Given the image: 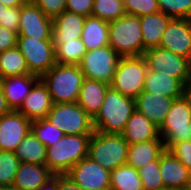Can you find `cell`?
Segmentation results:
<instances>
[{"instance_id":"20","label":"cell","mask_w":191,"mask_h":190,"mask_svg":"<svg viewBox=\"0 0 191 190\" xmlns=\"http://www.w3.org/2000/svg\"><path fill=\"white\" fill-rule=\"evenodd\" d=\"M86 17L65 10L53 19L52 42L54 48L65 41L81 38Z\"/></svg>"},{"instance_id":"7","label":"cell","mask_w":191,"mask_h":190,"mask_svg":"<svg viewBox=\"0 0 191 190\" xmlns=\"http://www.w3.org/2000/svg\"><path fill=\"white\" fill-rule=\"evenodd\" d=\"M46 119L65 135L93 134V118L77 103H53Z\"/></svg>"},{"instance_id":"18","label":"cell","mask_w":191,"mask_h":190,"mask_svg":"<svg viewBox=\"0 0 191 190\" xmlns=\"http://www.w3.org/2000/svg\"><path fill=\"white\" fill-rule=\"evenodd\" d=\"M174 99L142 91L135 98V108L145 115L155 126L160 128Z\"/></svg>"},{"instance_id":"48","label":"cell","mask_w":191,"mask_h":190,"mask_svg":"<svg viewBox=\"0 0 191 190\" xmlns=\"http://www.w3.org/2000/svg\"><path fill=\"white\" fill-rule=\"evenodd\" d=\"M0 190H20V189L15 187L14 185H10V186L0 187Z\"/></svg>"},{"instance_id":"5","label":"cell","mask_w":191,"mask_h":190,"mask_svg":"<svg viewBox=\"0 0 191 190\" xmlns=\"http://www.w3.org/2000/svg\"><path fill=\"white\" fill-rule=\"evenodd\" d=\"M128 146L121 134L94 131L89 142L88 156L103 168L112 171L126 164Z\"/></svg>"},{"instance_id":"3","label":"cell","mask_w":191,"mask_h":190,"mask_svg":"<svg viewBox=\"0 0 191 190\" xmlns=\"http://www.w3.org/2000/svg\"><path fill=\"white\" fill-rule=\"evenodd\" d=\"M40 79L46 85L53 103H75L84 80L79 65L56 63Z\"/></svg>"},{"instance_id":"23","label":"cell","mask_w":191,"mask_h":190,"mask_svg":"<svg viewBox=\"0 0 191 190\" xmlns=\"http://www.w3.org/2000/svg\"><path fill=\"white\" fill-rule=\"evenodd\" d=\"M165 150L162 139L130 144L126 164L139 170L148 163L157 160Z\"/></svg>"},{"instance_id":"13","label":"cell","mask_w":191,"mask_h":190,"mask_svg":"<svg viewBox=\"0 0 191 190\" xmlns=\"http://www.w3.org/2000/svg\"><path fill=\"white\" fill-rule=\"evenodd\" d=\"M110 174L111 171L87 156L75 164L66 175L82 189L110 190Z\"/></svg>"},{"instance_id":"16","label":"cell","mask_w":191,"mask_h":190,"mask_svg":"<svg viewBox=\"0 0 191 190\" xmlns=\"http://www.w3.org/2000/svg\"><path fill=\"white\" fill-rule=\"evenodd\" d=\"M159 170L165 189L189 190L191 172L168 150L159 157Z\"/></svg>"},{"instance_id":"27","label":"cell","mask_w":191,"mask_h":190,"mask_svg":"<svg viewBox=\"0 0 191 190\" xmlns=\"http://www.w3.org/2000/svg\"><path fill=\"white\" fill-rule=\"evenodd\" d=\"M109 22L98 17L88 16L84 21L81 40L85 44L87 51H91L103 46H108Z\"/></svg>"},{"instance_id":"19","label":"cell","mask_w":191,"mask_h":190,"mask_svg":"<svg viewBox=\"0 0 191 190\" xmlns=\"http://www.w3.org/2000/svg\"><path fill=\"white\" fill-rule=\"evenodd\" d=\"M53 101L46 85L39 79L18 111L31 121L46 118Z\"/></svg>"},{"instance_id":"8","label":"cell","mask_w":191,"mask_h":190,"mask_svg":"<svg viewBox=\"0 0 191 190\" xmlns=\"http://www.w3.org/2000/svg\"><path fill=\"white\" fill-rule=\"evenodd\" d=\"M159 134L165 149L172 143L191 140V109L184 95L174 99Z\"/></svg>"},{"instance_id":"50","label":"cell","mask_w":191,"mask_h":190,"mask_svg":"<svg viewBox=\"0 0 191 190\" xmlns=\"http://www.w3.org/2000/svg\"><path fill=\"white\" fill-rule=\"evenodd\" d=\"M188 66H189V71H190V74H191V53L188 57Z\"/></svg>"},{"instance_id":"30","label":"cell","mask_w":191,"mask_h":190,"mask_svg":"<svg viewBox=\"0 0 191 190\" xmlns=\"http://www.w3.org/2000/svg\"><path fill=\"white\" fill-rule=\"evenodd\" d=\"M29 73L25 58L17 47L0 53V79Z\"/></svg>"},{"instance_id":"49","label":"cell","mask_w":191,"mask_h":190,"mask_svg":"<svg viewBox=\"0 0 191 190\" xmlns=\"http://www.w3.org/2000/svg\"><path fill=\"white\" fill-rule=\"evenodd\" d=\"M4 5L0 2V23H3Z\"/></svg>"},{"instance_id":"25","label":"cell","mask_w":191,"mask_h":190,"mask_svg":"<svg viewBox=\"0 0 191 190\" xmlns=\"http://www.w3.org/2000/svg\"><path fill=\"white\" fill-rule=\"evenodd\" d=\"M139 19L144 52L148 49L159 47L162 35L172 17L159 11L154 14L144 15L139 17Z\"/></svg>"},{"instance_id":"11","label":"cell","mask_w":191,"mask_h":190,"mask_svg":"<svg viewBox=\"0 0 191 190\" xmlns=\"http://www.w3.org/2000/svg\"><path fill=\"white\" fill-rule=\"evenodd\" d=\"M148 70L177 78L184 86L191 81L188 59L168 49L156 47L144 52Z\"/></svg>"},{"instance_id":"39","label":"cell","mask_w":191,"mask_h":190,"mask_svg":"<svg viewBox=\"0 0 191 190\" xmlns=\"http://www.w3.org/2000/svg\"><path fill=\"white\" fill-rule=\"evenodd\" d=\"M43 13L55 19L66 10V0H31Z\"/></svg>"},{"instance_id":"47","label":"cell","mask_w":191,"mask_h":190,"mask_svg":"<svg viewBox=\"0 0 191 190\" xmlns=\"http://www.w3.org/2000/svg\"><path fill=\"white\" fill-rule=\"evenodd\" d=\"M184 97L187 99L191 109V81L184 87Z\"/></svg>"},{"instance_id":"44","label":"cell","mask_w":191,"mask_h":190,"mask_svg":"<svg viewBox=\"0 0 191 190\" xmlns=\"http://www.w3.org/2000/svg\"><path fill=\"white\" fill-rule=\"evenodd\" d=\"M57 187L58 175H53L37 190H57Z\"/></svg>"},{"instance_id":"17","label":"cell","mask_w":191,"mask_h":190,"mask_svg":"<svg viewBox=\"0 0 191 190\" xmlns=\"http://www.w3.org/2000/svg\"><path fill=\"white\" fill-rule=\"evenodd\" d=\"M39 79V76L31 73L0 79L2 91L11 110H18L20 108Z\"/></svg>"},{"instance_id":"38","label":"cell","mask_w":191,"mask_h":190,"mask_svg":"<svg viewBox=\"0 0 191 190\" xmlns=\"http://www.w3.org/2000/svg\"><path fill=\"white\" fill-rule=\"evenodd\" d=\"M166 150L191 172V140L172 143Z\"/></svg>"},{"instance_id":"12","label":"cell","mask_w":191,"mask_h":190,"mask_svg":"<svg viewBox=\"0 0 191 190\" xmlns=\"http://www.w3.org/2000/svg\"><path fill=\"white\" fill-rule=\"evenodd\" d=\"M53 19L47 17L31 0L20 7L18 36L52 40Z\"/></svg>"},{"instance_id":"10","label":"cell","mask_w":191,"mask_h":190,"mask_svg":"<svg viewBox=\"0 0 191 190\" xmlns=\"http://www.w3.org/2000/svg\"><path fill=\"white\" fill-rule=\"evenodd\" d=\"M120 56L109 45L87 51L79 67L84 78L111 84Z\"/></svg>"},{"instance_id":"26","label":"cell","mask_w":191,"mask_h":190,"mask_svg":"<svg viewBox=\"0 0 191 190\" xmlns=\"http://www.w3.org/2000/svg\"><path fill=\"white\" fill-rule=\"evenodd\" d=\"M110 84L84 78L77 103L94 118L99 112Z\"/></svg>"},{"instance_id":"40","label":"cell","mask_w":191,"mask_h":190,"mask_svg":"<svg viewBox=\"0 0 191 190\" xmlns=\"http://www.w3.org/2000/svg\"><path fill=\"white\" fill-rule=\"evenodd\" d=\"M20 23V7H6L4 6L3 23L0 26L16 32L18 34Z\"/></svg>"},{"instance_id":"28","label":"cell","mask_w":191,"mask_h":190,"mask_svg":"<svg viewBox=\"0 0 191 190\" xmlns=\"http://www.w3.org/2000/svg\"><path fill=\"white\" fill-rule=\"evenodd\" d=\"M14 153L20 163L44 165L46 161V146L37 139L32 131H29Z\"/></svg>"},{"instance_id":"24","label":"cell","mask_w":191,"mask_h":190,"mask_svg":"<svg viewBox=\"0 0 191 190\" xmlns=\"http://www.w3.org/2000/svg\"><path fill=\"white\" fill-rule=\"evenodd\" d=\"M53 175L46 164L20 163L13 185L20 190H37Z\"/></svg>"},{"instance_id":"4","label":"cell","mask_w":191,"mask_h":190,"mask_svg":"<svg viewBox=\"0 0 191 190\" xmlns=\"http://www.w3.org/2000/svg\"><path fill=\"white\" fill-rule=\"evenodd\" d=\"M109 46L120 57L143 56L141 24L138 16L125 14L109 22Z\"/></svg>"},{"instance_id":"22","label":"cell","mask_w":191,"mask_h":190,"mask_svg":"<svg viewBox=\"0 0 191 190\" xmlns=\"http://www.w3.org/2000/svg\"><path fill=\"white\" fill-rule=\"evenodd\" d=\"M184 85L172 76L157 71L148 70L143 91L177 99L184 94Z\"/></svg>"},{"instance_id":"36","label":"cell","mask_w":191,"mask_h":190,"mask_svg":"<svg viewBox=\"0 0 191 190\" xmlns=\"http://www.w3.org/2000/svg\"><path fill=\"white\" fill-rule=\"evenodd\" d=\"M161 12L172 18L191 19V0H157Z\"/></svg>"},{"instance_id":"33","label":"cell","mask_w":191,"mask_h":190,"mask_svg":"<svg viewBox=\"0 0 191 190\" xmlns=\"http://www.w3.org/2000/svg\"><path fill=\"white\" fill-rule=\"evenodd\" d=\"M31 131L46 148L58 142L65 135L62 130L56 128L46 118L33 120Z\"/></svg>"},{"instance_id":"41","label":"cell","mask_w":191,"mask_h":190,"mask_svg":"<svg viewBox=\"0 0 191 190\" xmlns=\"http://www.w3.org/2000/svg\"><path fill=\"white\" fill-rule=\"evenodd\" d=\"M94 0H66V10L85 17L91 16Z\"/></svg>"},{"instance_id":"34","label":"cell","mask_w":191,"mask_h":190,"mask_svg":"<svg viewBox=\"0 0 191 190\" xmlns=\"http://www.w3.org/2000/svg\"><path fill=\"white\" fill-rule=\"evenodd\" d=\"M19 164L14 152L0 150V187L13 185Z\"/></svg>"},{"instance_id":"6","label":"cell","mask_w":191,"mask_h":190,"mask_svg":"<svg viewBox=\"0 0 191 190\" xmlns=\"http://www.w3.org/2000/svg\"><path fill=\"white\" fill-rule=\"evenodd\" d=\"M147 71L143 56L121 57L110 86L123 96L135 99L143 91Z\"/></svg>"},{"instance_id":"35","label":"cell","mask_w":191,"mask_h":190,"mask_svg":"<svg viewBox=\"0 0 191 190\" xmlns=\"http://www.w3.org/2000/svg\"><path fill=\"white\" fill-rule=\"evenodd\" d=\"M144 190H164V183L159 170V158L138 170Z\"/></svg>"},{"instance_id":"21","label":"cell","mask_w":191,"mask_h":190,"mask_svg":"<svg viewBox=\"0 0 191 190\" xmlns=\"http://www.w3.org/2000/svg\"><path fill=\"white\" fill-rule=\"evenodd\" d=\"M121 135L129 145L154 139H162L159 134V128L137 110L132 113L126 122Z\"/></svg>"},{"instance_id":"29","label":"cell","mask_w":191,"mask_h":190,"mask_svg":"<svg viewBox=\"0 0 191 190\" xmlns=\"http://www.w3.org/2000/svg\"><path fill=\"white\" fill-rule=\"evenodd\" d=\"M110 190H144L138 170L124 164L111 171Z\"/></svg>"},{"instance_id":"1","label":"cell","mask_w":191,"mask_h":190,"mask_svg":"<svg viewBox=\"0 0 191 190\" xmlns=\"http://www.w3.org/2000/svg\"><path fill=\"white\" fill-rule=\"evenodd\" d=\"M135 110L134 98L123 96L110 86L99 112L93 118L94 130L105 134H121Z\"/></svg>"},{"instance_id":"45","label":"cell","mask_w":191,"mask_h":190,"mask_svg":"<svg viewBox=\"0 0 191 190\" xmlns=\"http://www.w3.org/2000/svg\"><path fill=\"white\" fill-rule=\"evenodd\" d=\"M10 111H11V109L7 105L6 98L4 96V93H3L1 85H0V117L4 114L9 113Z\"/></svg>"},{"instance_id":"43","label":"cell","mask_w":191,"mask_h":190,"mask_svg":"<svg viewBox=\"0 0 191 190\" xmlns=\"http://www.w3.org/2000/svg\"><path fill=\"white\" fill-rule=\"evenodd\" d=\"M57 190H86L77 185L68 175H58Z\"/></svg>"},{"instance_id":"46","label":"cell","mask_w":191,"mask_h":190,"mask_svg":"<svg viewBox=\"0 0 191 190\" xmlns=\"http://www.w3.org/2000/svg\"><path fill=\"white\" fill-rule=\"evenodd\" d=\"M27 0H0L6 7H21Z\"/></svg>"},{"instance_id":"31","label":"cell","mask_w":191,"mask_h":190,"mask_svg":"<svg viewBox=\"0 0 191 190\" xmlns=\"http://www.w3.org/2000/svg\"><path fill=\"white\" fill-rule=\"evenodd\" d=\"M86 52L81 38L65 41L55 48L56 63L79 65Z\"/></svg>"},{"instance_id":"37","label":"cell","mask_w":191,"mask_h":190,"mask_svg":"<svg viewBox=\"0 0 191 190\" xmlns=\"http://www.w3.org/2000/svg\"><path fill=\"white\" fill-rule=\"evenodd\" d=\"M126 14L142 17L159 12L157 0H124Z\"/></svg>"},{"instance_id":"15","label":"cell","mask_w":191,"mask_h":190,"mask_svg":"<svg viewBox=\"0 0 191 190\" xmlns=\"http://www.w3.org/2000/svg\"><path fill=\"white\" fill-rule=\"evenodd\" d=\"M159 47L188 59L191 53V19L172 18L162 35Z\"/></svg>"},{"instance_id":"32","label":"cell","mask_w":191,"mask_h":190,"mask_svg":"<svg viewBox=\"0 0 191 190\" xmlns=\"http://www.w3.org/2000/svg\"><path fill=\"white\" fill-rule=\"evenodd\" d=\"M126 14L124 0H94L91 15L110 22Z\"/></svg>"},{"instance_id":"42","label":"cell","mask_w":191,"mask_h":190,"mask_svg":"<svg viewBox=\"0 0 191 190\" xmlns=\"http://www.w3.org/2000/svg\"><path fill=\"white\" fill-rule=\"evenodd\" d=\"M18 34L0 26V53L17 47Z\"/></svg>"},{"instance_id":"9","label":"cell","mask_w":191,"mask_h":190,"mask_svg":"<svg viewBox=\"0 0 191 190\" xmlns=\"http://www.w3.org/2000/svg\"><path fill=\"white\" fill-rule=\"evenodd\" d=\"M17 48L23 54L31 74L41 77L56 64L52 40H37L28 36H18Z\"/></svg>"},{"instance_id":"14","label":"cell","mask_w":191,"mask_h":190,"mask_svg":"<svg viewBox=\"0 0 191 190\" xmlns=\"http://www.w3.org/2000/svg\"><path fill=\"white\" fill-rule=\"evenodd\" d=\"M31 120L18 110H11L0 117V150L14 152L31 131Z\"/></svg>"},{"instance_id":"2","label":"cell","mask_w":191,"mask_h":190,"mask_svg":"<svg viewBox=\"0 0 191 190\" xmlns=\"http://www.w3.org/2000/svg\"><path fill=\"white\" fill-rule=\"evenodd\" d=\"M92 134L64 135L46 148L45 164L54 175L67 174L70 169L88 156Z\"/></svg>"}]
</instances>
